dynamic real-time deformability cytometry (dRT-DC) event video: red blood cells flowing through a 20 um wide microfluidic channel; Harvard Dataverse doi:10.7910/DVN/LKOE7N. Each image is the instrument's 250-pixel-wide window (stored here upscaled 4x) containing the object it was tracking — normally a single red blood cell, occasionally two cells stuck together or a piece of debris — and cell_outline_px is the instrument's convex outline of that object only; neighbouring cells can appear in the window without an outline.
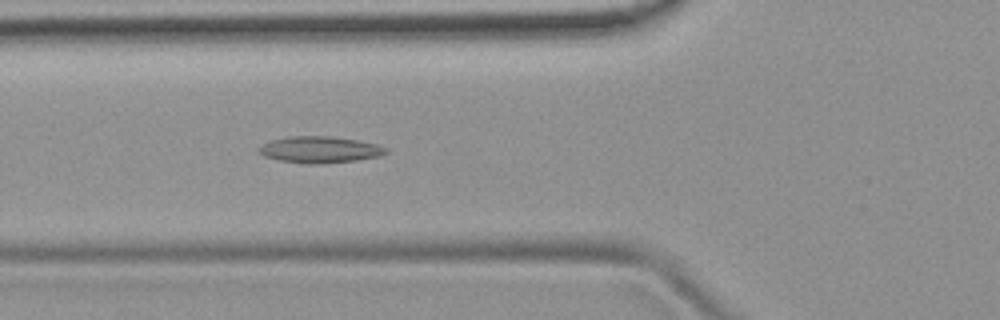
{"species": "common noctule bat (a hibernating species)", "species_latin": "Nyctalus noctula", "temperature_condition": "room temperature", "stored_images_in_passage": 37, "camera_frame_rate_fps": 3000, "um_per_image_px": 0.085, "animal": {"sex": "female", "body_mass_g": 19.9}, "frame": {"image": 1, "passage_image": 3, "time_ms": 0.667, "image_size_px": [1000, 320], "cell_outline_px": [[388, 152], [380, 156], [356, 160], [320, 164], [304, 164], [280, 160], [264, 156], [256, 148], [260, 144], [272, 140], [288, 136], [328, 136], [356, 140], [376, 144], [388, 148]], "centroid_in_image_um": [27.16, 12.72], "position_along_channel_um": 98.6, "area_um2": 19.65}}
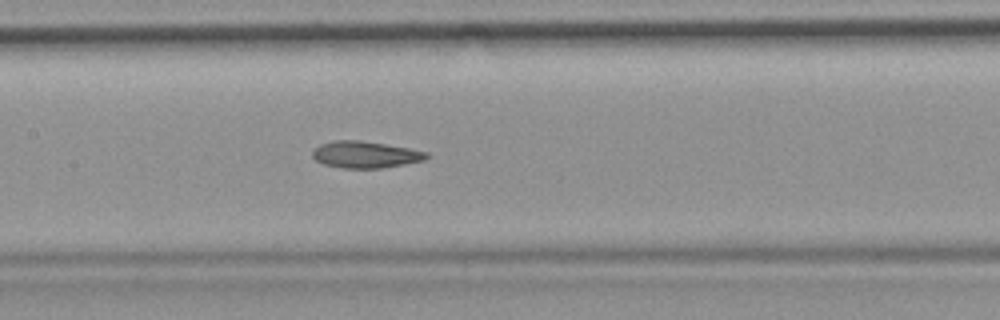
{"frame": {"image": 2, "passage_image": 9, "time_ms": 2.667, "image_size_px": [1000, 320], "cell_outline_px": [[428, 156], [424, 160], [404, 164], [380, 168], [340, 168], [324, 164], [316, 160], [312, 156], [312, 152], [320, 144], [336, 140], [360, 140], [408, 148], [428, 152]], "centroid_in_image_um": [31.03, 13.14], "position_along_channel_um": 176.4, "area_um2": 17.57}}
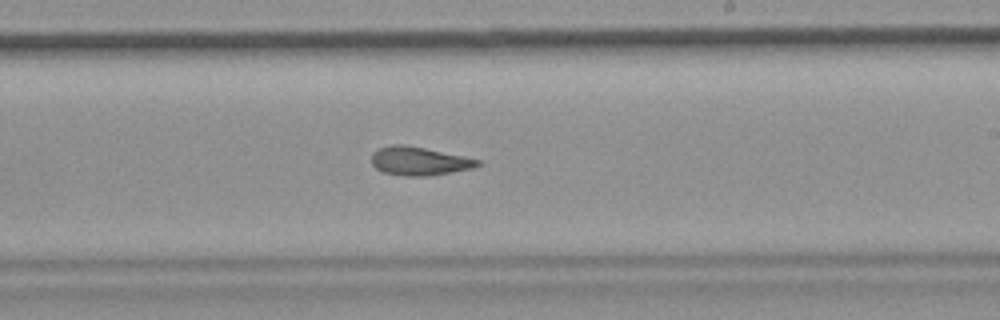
{"frame": {"image": 3, "passage_image": 15, "time_ms": 4.667, "image_size_px": [1000, 320], "cell_outline_px": [[480, 164], [472, 168], [432, 176], [404, 176], [384, 172], [376, 168], [372, 164], [372, 152], [380, 148], [392, 144], [404, 144], [464, 156], [480, 160]], "centroid_in_image_um": [35.62, 13.69], "position_along_channel_um": 253.4, "area_um2": 17.57}}